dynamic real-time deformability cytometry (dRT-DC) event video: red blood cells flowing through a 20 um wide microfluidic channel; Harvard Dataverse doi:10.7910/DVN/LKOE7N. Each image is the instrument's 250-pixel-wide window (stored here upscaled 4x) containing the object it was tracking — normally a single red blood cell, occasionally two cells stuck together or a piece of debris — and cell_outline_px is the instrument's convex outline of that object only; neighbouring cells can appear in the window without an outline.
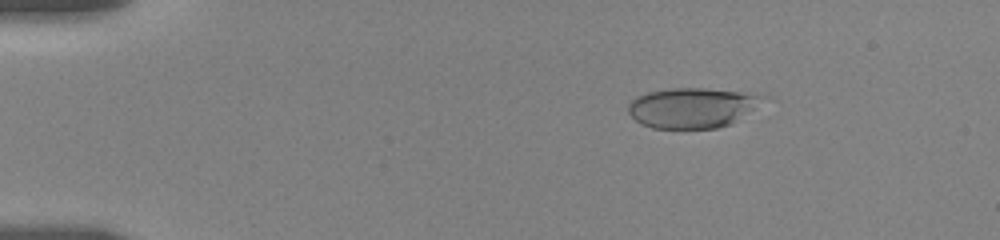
{"species": "human", "species_latin": "Homo sapiens", "temperature_condition": "room temperature", "stored_images_in_passage": 9, "camera_frame_rate_fps": 3000, "um_per_image_px": 0.085, "donor": {"sex": "female"}, "frame": {"image": 1, "passage_image": 4, "time_ms": 2.333, "image_size_px": [1000, 240], "cell_outline_px": [[764, 96], [732, 124], [716, 128], [652, 128], [640, 124], [628, 112], [628, 104], [636, 96], [648, 92], [672, 88], [704, 88], [740, 92]], "centroid_in_image_um": [58.7, 9.16], "position_along_channel_um": 26.3, "area_um2": 30.75}}
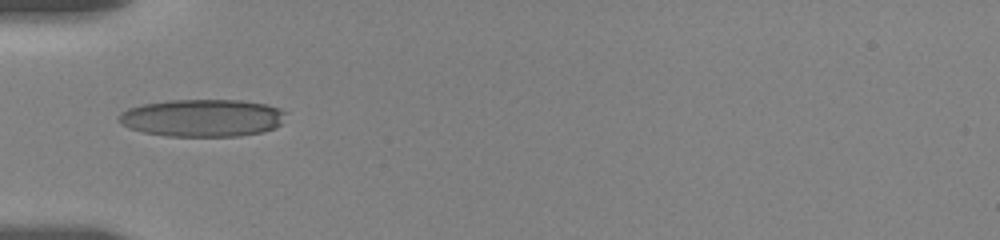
{"frame": {"image": 2, "passage_image": 8, "time_ms": 5.667, "image_size_px": [1000, 240], "cell_outline_px": [[284, 112], [280, 124], [276, 128], [264, 132], [240, 136], [168, 136], [144, 132], [128, 128], [120, 124], [116, 120], [116, 116], [120, 112], [128, 108], [144, 104], [168, 100], [240, 100], [268, 104], [280, 108]], "centroid_in_image_um": [17.16, 10.02], "position_along_channel_um": 67.8, "area_um2": 36.76}}